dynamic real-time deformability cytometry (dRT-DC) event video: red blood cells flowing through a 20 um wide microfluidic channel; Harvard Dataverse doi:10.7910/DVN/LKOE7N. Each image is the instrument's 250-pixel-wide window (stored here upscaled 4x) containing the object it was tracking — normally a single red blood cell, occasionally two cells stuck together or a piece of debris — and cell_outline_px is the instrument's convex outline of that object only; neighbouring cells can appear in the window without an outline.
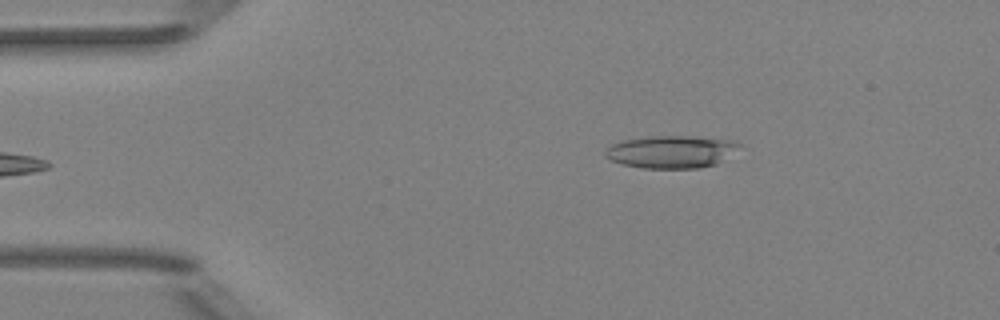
{"species": "Egyptian fruit bat (a non-hibernating species)", "species_latin": "Rousettus aegyptiacus", "temperature_condition": "room temperature", "stored_images_in_passage": 5, "camera_frame_rate_fps": 3000, "um_per_image_px": 0.085, "animal": {"sex": "female"}, "frame": {"image": 1, "passage_image": 5, "time_ms": 4.667, "image_size_px": [1000, 320], "cell_outline_px": [[744, 144], [716, 164], [696, 168], [644, 168], [624, 164], [612, 160], [604, 156], [604, 152], [612, 144], [624, 140], [652, 136], [688, 136], [736, 140]], "centroid_in_image_um": [57.08, 12.89], "position_along_channel_um": 27.9, "area_um2": 25.2}}